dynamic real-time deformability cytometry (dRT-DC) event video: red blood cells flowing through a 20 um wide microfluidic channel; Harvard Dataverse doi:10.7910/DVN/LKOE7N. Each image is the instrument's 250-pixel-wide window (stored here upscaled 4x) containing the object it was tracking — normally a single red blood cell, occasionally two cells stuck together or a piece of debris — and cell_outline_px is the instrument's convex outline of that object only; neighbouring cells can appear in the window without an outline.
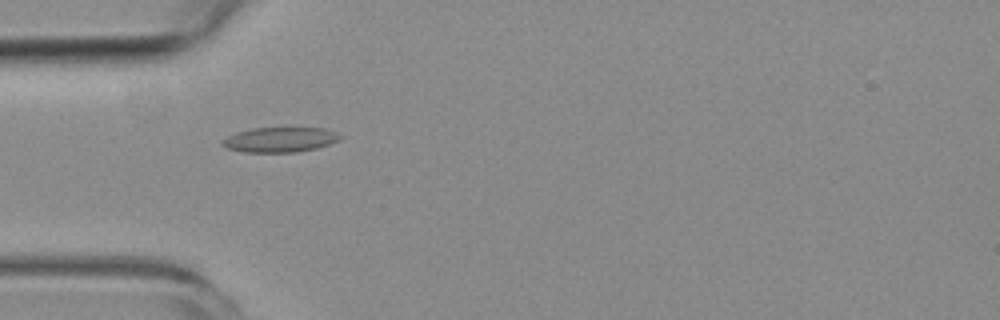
{"species": "common noctule bat (a hibernating species)", "species_latin": "Nyctalus noctula", "temperature_condition": "room temperature", "stored_images_in_passage": 12, "camera_frame_rate_fps": 3000, "um_per_image_px": 0.085, "animal": {"sex": "female", "body_mass_g": 19.3, "forearm_length_mm": 54.1}, "frame": {"image": 1, "passage_image": 2, "time_ms": 1.0, "image_size_px": [1000, 320], "cell_outline_px": [[344, 136], [340, 140], [316, 148], [296, 152], [244, 152], [228, 148], [220, 144], [220, 140], [236, 132], [252, 128], [288, 124], [324, 128], [336, 132]], "centroid_in_image_um": [23.83, 11.8], "position_along_channel_um": 61.2, "area_um2": 18.21}}
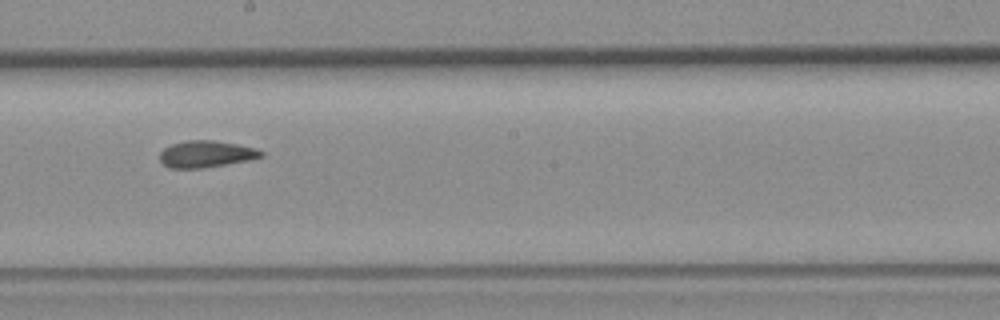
{"frame": {"image": 2, "passage_image": 6, "time_ms": 5.667, "image_size_px": [1000, 320], "cell_outline_px": [[264, 156], [248, 160], [200, 168], [168, 168], [160, 160], [160, 152], [164, 148], [172, 144], [188, 140], [212, 140], [236, 144], [256, 148], [264, 152]], "centroid_in_image_um": [17.51, 13.09], "position_along_channel_um": 230.7, "area_um2": 15.61}}
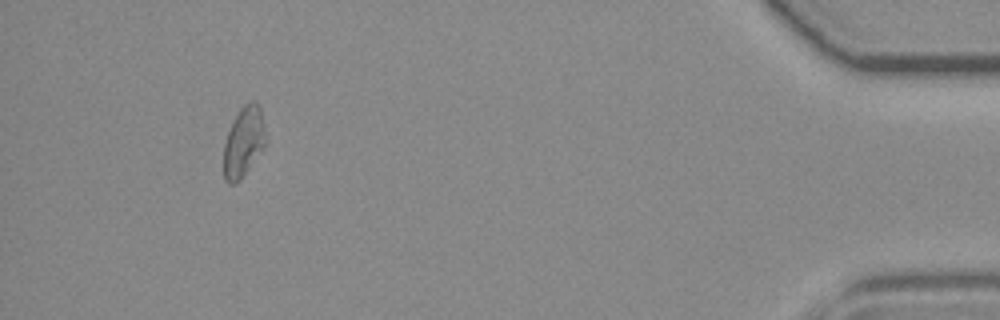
{"frame": {"image": 3, "passage_image": 11, "time_ms": 12.667, "image_size_px": [1000, 320], "cell_outline_px": [[264, 144], [240, 180], [232, 184], [228, 184], [224, 180], [224, 144], [232, 120], [240, 108], [244, 104], [252, 100], [256, 100], [260, 104], [264, 128]], "centroid_in_image_um": [20.67, 12.01], "position_along_channel_um": 414.5, "area_um2": 16.82}, "authors_computed_cell_mechanics": {"area_um2": 16.0973, "velocity_mm_per_s": 3.667, "shape_relaxation_time_tau1_ms": 8.1862, "shape_relaxation_time_tau2_ms": 2.4218, "deformation_change_tau1": 0.1487, "deformation_change_tau2": 0.0693}}